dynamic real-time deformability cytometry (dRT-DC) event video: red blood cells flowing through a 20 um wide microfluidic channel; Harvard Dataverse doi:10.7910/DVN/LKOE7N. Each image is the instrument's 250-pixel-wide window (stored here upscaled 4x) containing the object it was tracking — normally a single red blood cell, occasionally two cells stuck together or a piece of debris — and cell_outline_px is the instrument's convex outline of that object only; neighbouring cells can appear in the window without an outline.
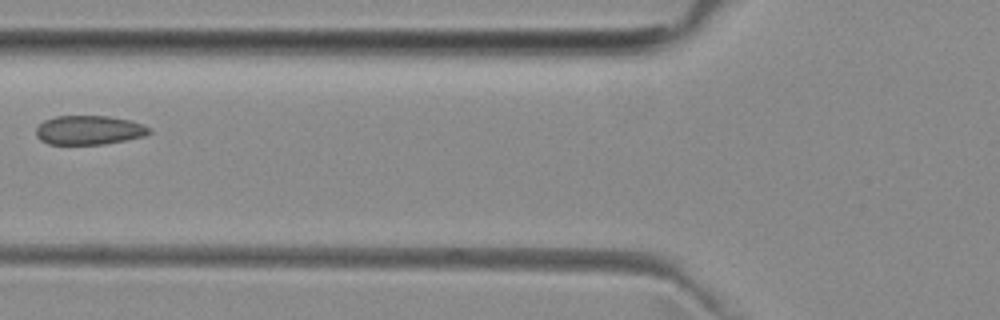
{"species": "common noctule bat (a hibernating species)", "species_latin": "Nyctalus noctula", "temperature_condition": "room temperature", "stored_images_in_passage": 4, "camera_frame_rate_fps": 3000, "um_per_image_px": 0.085, "animal": {"sex": "female", "body_mass_g": 29.2, "forearm_length_mm": 56.3}, "frame": {"image": 1, "passage_image": 2, "time_ms": 1.333, "image_size_px": [1000, 320], "cell_outline_px": [[152, 132], [144, 136], [104, 144], [48, 144], [40, 140], [36, 136], [36, 128], [44, 120], [56, 116], [108, 116], [132, 120], [144, 124], [152, 128]], "centroid_in_image_um": [7.6, 11.05], "position_along_channel_um": 118.2, "area_um2": 19.36}}